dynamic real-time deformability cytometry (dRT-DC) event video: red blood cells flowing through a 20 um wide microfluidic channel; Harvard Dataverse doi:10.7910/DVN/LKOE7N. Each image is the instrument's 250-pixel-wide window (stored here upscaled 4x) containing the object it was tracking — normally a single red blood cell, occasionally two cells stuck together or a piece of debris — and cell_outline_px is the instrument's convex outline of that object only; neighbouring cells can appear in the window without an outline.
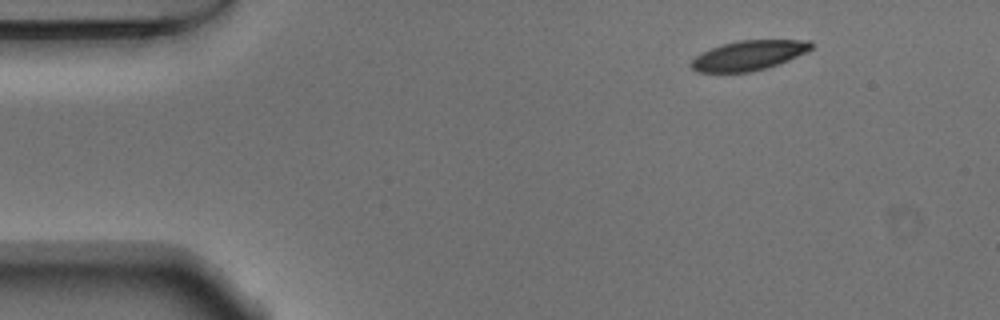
{"species": "Egyptian fruit bat (a non-hibernating species)", "species_latin": "Rousettus aegyptiacus", "temperature_condition": "warm", "stored_images_in_passage": 48, "camera_frame_rate_fps": 3000, "um_per_image_px": 0.085, "animal": {"sex": "male"}, "frame": {"image": 1, "passage_image": 1, "time_ms": 0.0, "image_size_px": [1000, 320], "cell_outline_px": [[816, 44], [808, 52], [768, 68], [748, 72], [696, 72], [688, 64], [696, 56], [712, 48], [724, 44], [740, 40], [812, 40]], "centroid_in_image_um": [63.7, 4.71], "position_along_channel_um": 21.3, "area_um2": 20.87}}
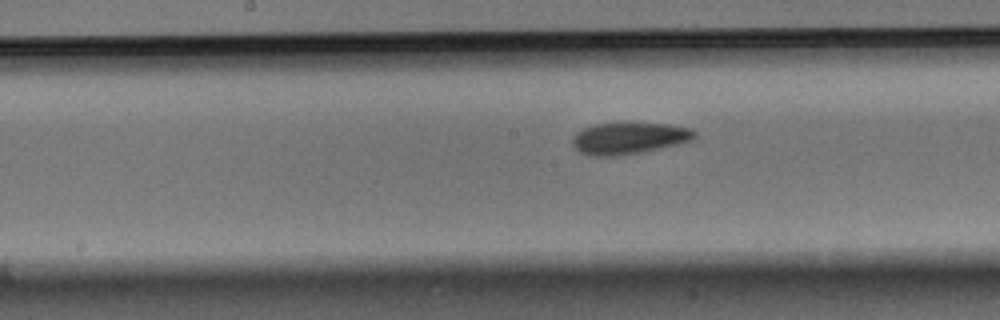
{"frame": {"image": 2, "passage_image": 21, "time_ms": 6.667, "image_size_px": [1000, 320], "cell_outline_px": [[696, 136], [692, 140], [676, 144], [640, 152], [616, 156], [588, 156], [580, 152], [572, 144], [572, 140], [576, 132], [584, 128], [596, 124], [624, 120], [632, 120], [668, 124], [692, 128], [696, 132]], "centroid_in_image_um": [53.45, 11.69], "position_along_channel_um": 194.7, "area_um2": 23.29}}
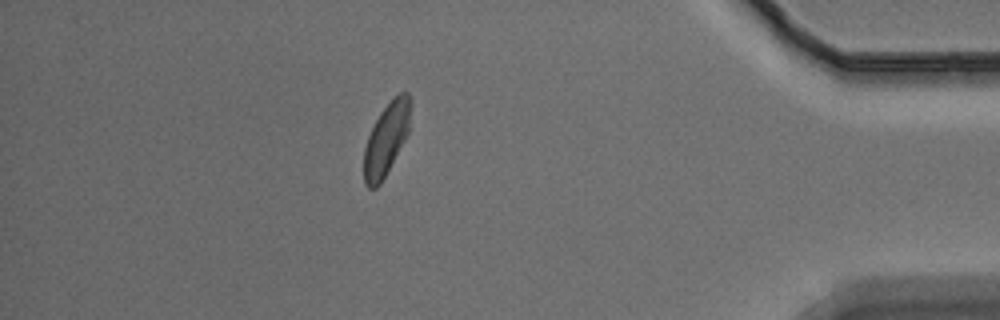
{"frame": {"image": 3, "passage_image": 41, "time_ms": 13.333, "image_size_px": [1000, 320], "cell_outline_px": [[412, 104], [408, 132], [404, 140], [380, 184], [376, 188], [368, 188], [364, 184], [364, 148], [368, 136], [380, 112], [400, 92], [408, 92], [412, 96]], "centroid_in_image_um": [32.85, 11.79], "position_along_channel_um": 402.4, "area_um2": 19.42}, "authors_computed_cell_mechanics": {"area_um2": 21.7328, "velocity_mm_per_s": 3.7608, "shape_relaxation_time_tau1_ms": 4.3857, "shape_relaxation_time_tau2_ms": 2.5147, "deformation_change_tau1": 0.1206, "deformation_change_tau2": 0.0775}}